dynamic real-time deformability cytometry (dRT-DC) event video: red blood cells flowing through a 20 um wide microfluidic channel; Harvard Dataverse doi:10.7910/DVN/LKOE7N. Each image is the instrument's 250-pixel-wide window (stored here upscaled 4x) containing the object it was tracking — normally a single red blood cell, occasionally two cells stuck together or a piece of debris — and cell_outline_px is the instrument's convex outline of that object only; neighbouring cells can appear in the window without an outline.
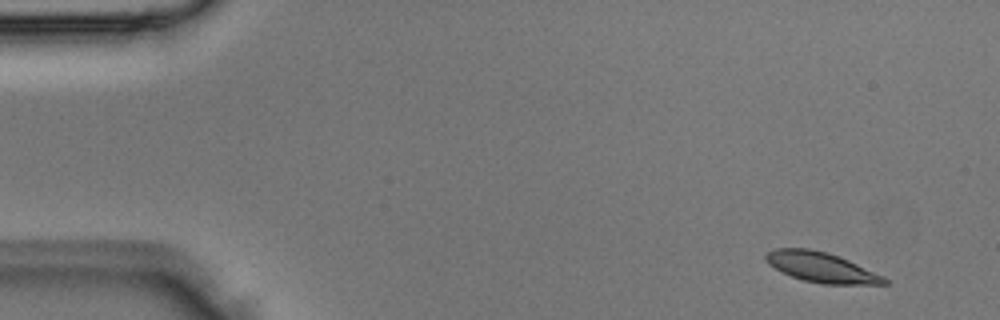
{"species": "Egyptian fruit bat (a non-hibernating species)", "species_latin": "Rousettus aegyptiacus", "temperature_condition": "room temperature", "stored_images_in_passage": 4, "camera_frame_rate_fps": 3000, "um_per_image_px": 0.085, "animal": {"sex": "male"}, "frame": {"image": 1, "passage_image": 1, "time_ms": 0.0, "image_size_px": [1000, 320], "cell_outline_px": [[888, 284], [820, 284], [804, 280], [792, 276], [768, 264], [764, 260], [764, 256], [768, 252], [776, 248], [808, 248], [828, 252], [848, 260], [884, 276], [888, 280]], "centroid_in_image_um": [69.81, 22.71], "position_along_channel_um": 15.2, "area_um2": 20.63}}